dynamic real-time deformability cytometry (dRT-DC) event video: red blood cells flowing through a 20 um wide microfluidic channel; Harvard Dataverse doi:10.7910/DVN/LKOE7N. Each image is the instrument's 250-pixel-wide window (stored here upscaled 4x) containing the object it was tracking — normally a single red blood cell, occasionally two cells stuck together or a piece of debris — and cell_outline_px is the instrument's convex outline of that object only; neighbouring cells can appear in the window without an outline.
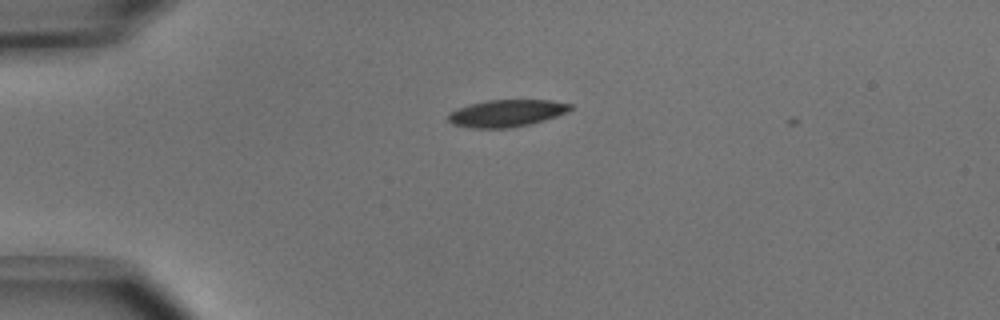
{"species": "common noctule bat (a hibernating species)", "species_latin": "Nyctalus noctula", "temperature_condition": "cold", "stored_images_in_passage": 3, "camera_frame_rate_fps": 3000, "um_per_image_px": 0.085, "animal": {"sex": "male", "body_mass_g": 15.6}, "frame": {"image": 1, "passage_image": 1, "time_ms": 0.0, "image_size_px": [1000, 320], "cell_outline_px": [[572, 108], [568, 112], [544, 120], [512, 128], [472, 128], [452, 124], [448, 120], [448, 112], [456, 108], [488, 100], [552, 100], [572, 104]], "centroid_in_image_um": [43.05, 9.62], "position_along_channel_um": 42.0, "area_um2": 19.31}}